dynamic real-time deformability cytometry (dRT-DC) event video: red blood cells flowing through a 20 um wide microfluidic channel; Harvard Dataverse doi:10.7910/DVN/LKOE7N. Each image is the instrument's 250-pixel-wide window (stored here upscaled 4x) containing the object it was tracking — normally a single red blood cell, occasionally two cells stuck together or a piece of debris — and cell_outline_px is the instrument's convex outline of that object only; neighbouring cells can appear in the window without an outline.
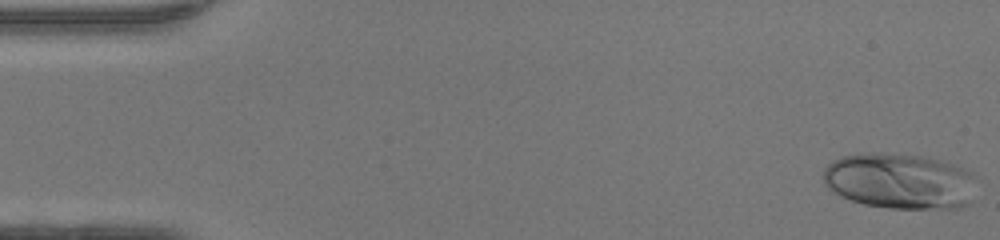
{"species": "human", "species_latin": "Homo sapiens", "temperature_condition": "warm", "stored_images_in_passage": 48, "camera_frame_rate_fps": 3000, "um_per_image_px": 0.085, "donor": {"sex": "female"}, "frame": {"image": 1, "passage_image": 1, "time_ms": 0.0, "image_size_px": [1000, 240], "cell_outline_px": [[972, 200], [968, 204], [960, 208], [888, 208], [864, 204], [840, 196], [828, 188], [824, 184], [824, 168], [832, 160], [840, 156], [872, 152], [880, 152], [920, 156], [940, 160], [952, 164], [972, 172]], "centroid_in_image_um": [76.43, 15.39], "position_along_channel_um": 8.6, "area_um2": 49.71}}
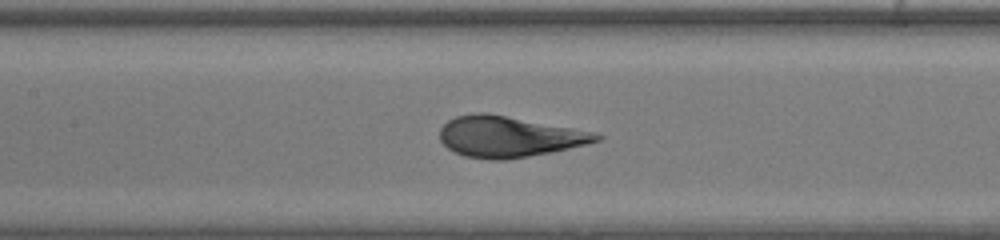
{"frame": {"image": 2, "passage_image": 22, "time_ms": 7.0, "image_size_px": [1000, 240], "cell_outline_px": [[604, 136], [600, 140], [552, 152], [504, 160], [492, 160], [464, 156], [448, 148], [440, 140], [440, 128], [448, 120], [456, 116], [476, 112], [484, 112], [596, 132]], "centroid_in_image_um": [43.23, 11.61], "position_along_channel_um": 164.2, "area_um2": 37.05}}
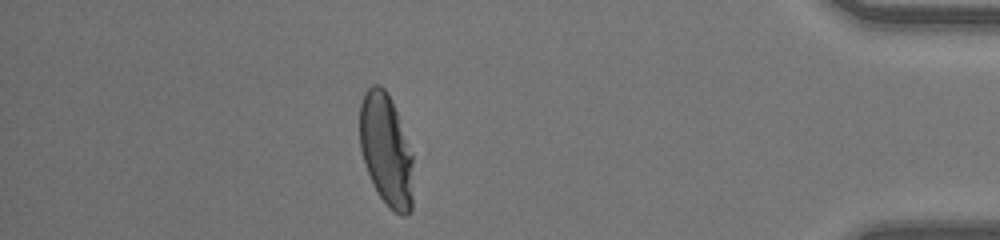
{"frame": {"image": 3, "passage_image": 42, "time_ms": 13.667, "image_size_px": [1000, 240], "cell_outline_px": [[412, 208], [404, 216], [400, 216], [388, 208], [372, 184], [360, 148], [360, 104], [364, 92], [372, 84], [380, 84], [384, 88], [396, 112], [412, 152]], "centroid_in_image_um": [32.81, 12.77], "position_along_channel_um": 402.4, "area_um2": 34.74}}